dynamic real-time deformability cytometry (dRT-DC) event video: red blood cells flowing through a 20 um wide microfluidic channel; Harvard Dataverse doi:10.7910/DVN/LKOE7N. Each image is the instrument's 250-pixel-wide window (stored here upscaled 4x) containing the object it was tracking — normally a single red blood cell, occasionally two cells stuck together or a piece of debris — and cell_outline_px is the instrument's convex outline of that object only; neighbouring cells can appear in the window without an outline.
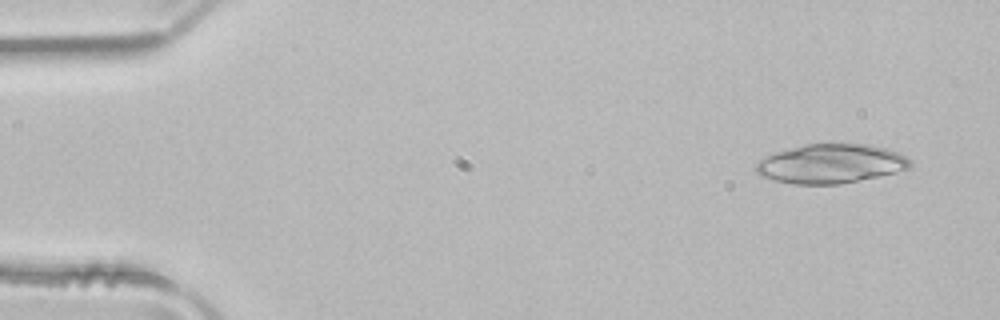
{"species": "common noctule bat (a hibernating species)", "species_latin": "Nyctalus noctula", "temperature_condition": "room temperature", "stored_images_in_passage": 3, "camera_frame_rate_fps": 3000, "um_per_image_px": 0.085, "animal": {"sex": "male", "body_mass_g": 21.5, "forearm_length_mm": 52.0}, "frame": {"image": 1, "passage_image": 1, "time_ms": 0.0, "image_size_px": [1000, 320], "cell_outline_px": [[912, 164], [908, 168], [880, 176], [840, 184], [792, 184], [776, 180], [764, 176], [756, 172], [756, 164], [760, 160], [776, 152], [804, 144], [868, 144], [888, 148], [900, 152], [912, 160]], "centroid_in_image_um": [70.68, 13.91], "position_along_channel_um": 14.3, "area_um2": 35.08}}
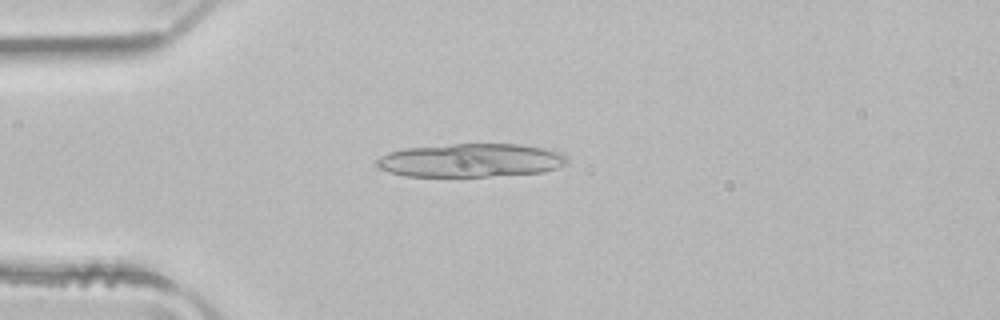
{"frame": {"image": 2, "passage_image": 3, "time_ms": 0.667, "image_size_px": [1000, 320], "cell_outline_px": [[568, 160], [564, 164], [556, 168], [544, 172], [488, 176], [404, 176], [380, 168], [376, 164], [376, 160], [380, 156], [388, 152], [404, 148], [452, 144], [520, 144], [560, 152], [568, 156]], "centroid_in_image_um": [40.01, 13.62], "position_along_channel_um": 45.0, "area_um2": 36.99}}